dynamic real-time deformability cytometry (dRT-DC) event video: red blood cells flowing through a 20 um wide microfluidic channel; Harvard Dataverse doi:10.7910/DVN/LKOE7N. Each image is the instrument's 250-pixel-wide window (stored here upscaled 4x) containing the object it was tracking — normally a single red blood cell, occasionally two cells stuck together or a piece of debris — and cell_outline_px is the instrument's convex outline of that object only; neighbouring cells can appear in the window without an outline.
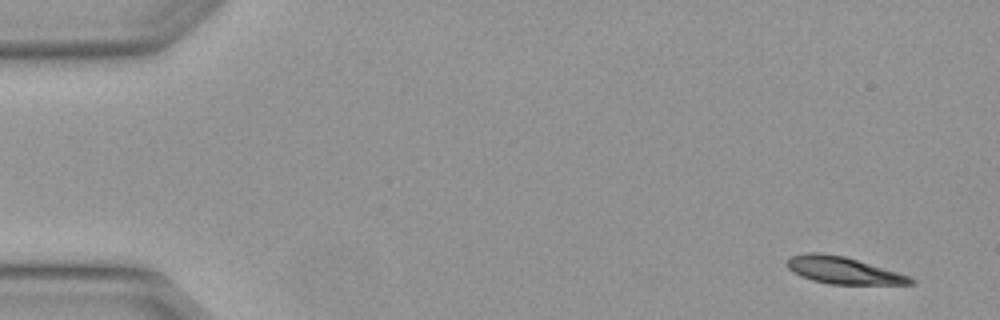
{"species": "Egyptian fruit bat (a non-hibernating species)", "species_latin": "Rousettus aegyptiacus", "temperature_condition": "warm", "stored_images_in_passage": 4, "camera_frame_rate_fps": 3000, "um_per_image_px": 0.085, "animal": {"sex": "female"}, "frame": {"image": 1, "passage_image": 1, "time_ms": 0.0, "image_size_px": [1000, 320], "cell_outline_px": [[916, 284], [828, 284], [812, 280], [788, 268], [788, 260], [792, 256], [808, 252], [816, 252], [844, 256], [896, 272], [908, 276], [916, 280]], "centroid_in_image_um": [71.7, 22.98], "position_along_channel_um": 13.3, "area_um2": 18.9}}
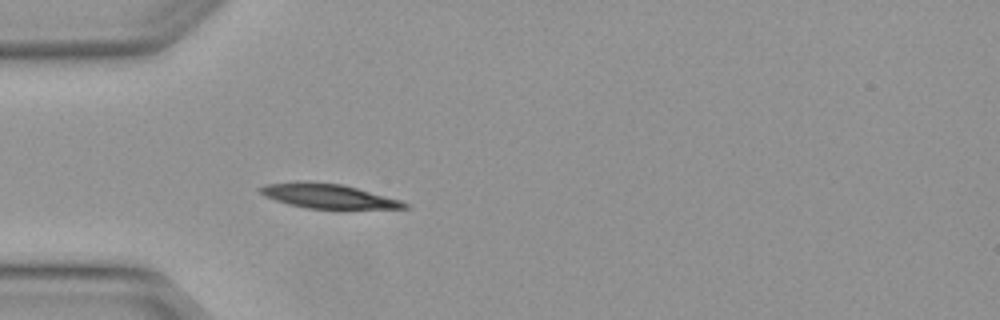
{"frame": {"image": 2, "passage_image": 4, "time_ms": 1.0, "image_size_px": [1000, 320], "cell_outline_px": [[408, 208], [308, 208], [288, 204], [264, 196], [256, 188], [264, 184], [296, 180], [340, 184], [356, 188], [400, 200], [408, 204]], "centroid_in_image_um": [27.77, 16.64], "position_along_channel_um": 57.2, "area_um2": 20.29}}